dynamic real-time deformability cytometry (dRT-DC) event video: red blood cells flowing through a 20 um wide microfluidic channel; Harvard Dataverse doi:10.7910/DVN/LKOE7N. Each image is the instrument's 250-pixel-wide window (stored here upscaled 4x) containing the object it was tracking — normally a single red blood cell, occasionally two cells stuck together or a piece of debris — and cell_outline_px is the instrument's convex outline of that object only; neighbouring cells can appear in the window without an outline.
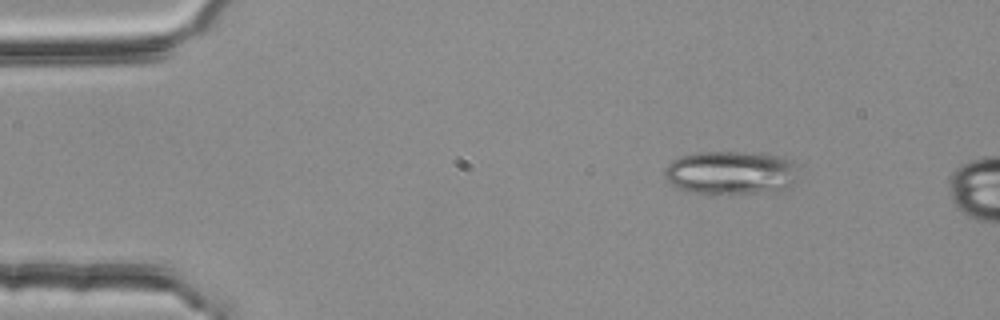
{"species": "common noctule bat (a hibernating species)", "species_latin": "Nyctalus noctula", "temperature_condition": "room temperature", "stored_images_in_passage": 3, "camera_frame_rate_fps": 3000, "um_per_image_px": 0.085, "animal": {"sex": "female", "body_mass_g": 25.1}, "frame": {"image": 1, "passage_image": 1, "time_ms": 0.0, "image_size_px": [1000, 320], "cell_outline_px": [[792, 184], [784, 192], [728, 196], [708, 196], [688, 192], [676, 188], [664, 176], [664, 168], [672, 160], [680, 156], [696, 152], [760, 152], [784, 156], [792, 160]], "centroid_in_image_um": [62.07, 14.74], "position_along_channel_um": 22.9, "area_um2": 35.43}}